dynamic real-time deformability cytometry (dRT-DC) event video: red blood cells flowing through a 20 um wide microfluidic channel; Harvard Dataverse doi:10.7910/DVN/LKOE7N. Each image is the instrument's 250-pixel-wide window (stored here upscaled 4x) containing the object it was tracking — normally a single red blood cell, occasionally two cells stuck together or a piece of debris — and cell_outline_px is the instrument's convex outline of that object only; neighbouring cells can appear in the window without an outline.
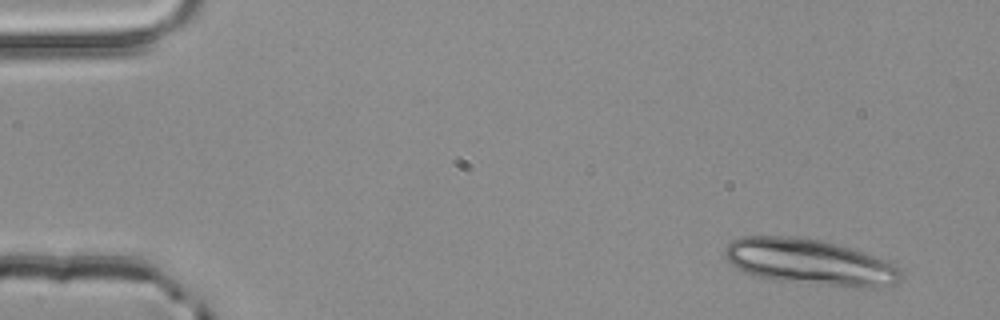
{"species": "common noctule bat (a hibernating species)", "species_latin": "Nyctalus noctula", "temperature_condition": "room temperature", "stored_images_in_passage": 3, "camera_frame_rate_fps": 3000, "um_per_image_px": 0.085, "animal": {"sex": "male", "body_mass_g": 20.4}, "frame": {"image": 1, "passage_image": 1, "time_ms": 0.0, "image_size_px": [1000, 320], "cell_outline_px": [[904, 276], [900, 284], [892, 288], [844, 288], [772, 280], [744, 272], [736, 268], [724, 256], [724, 248], [732, 240], [740, 236], [804, 236], [820, 240], [848, 248], [888, 260], [900, 268]], "centroid_in_image_um": [68.92, 22.32], "position_along_channel_um": 16.1, "area_um2": 48.38}}